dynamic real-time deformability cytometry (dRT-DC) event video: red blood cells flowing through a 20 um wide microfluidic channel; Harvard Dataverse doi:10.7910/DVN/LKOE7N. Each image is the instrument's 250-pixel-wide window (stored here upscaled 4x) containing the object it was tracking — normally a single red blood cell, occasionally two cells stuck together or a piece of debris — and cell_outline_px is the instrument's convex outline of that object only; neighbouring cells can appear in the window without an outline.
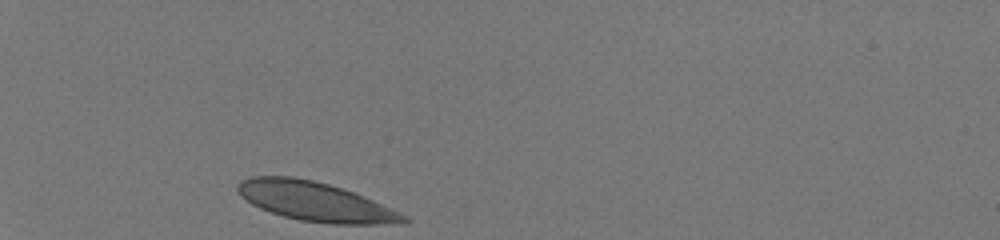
{"species": "human", "species_latin": "Homo sapiens", "temperature_condition": "room temperature", "stored_images_in_passage": 30, "camera_frame_rate_fps": 3000, "um_per_image_px": 0.085, "donor": {"sex": "male"}, "frame": {"image": 1, "passage_image": 1, "time_ms": 0.0, "image_size_px": [1000, 240], "cell_outline_px": [[412, 220], [408, 224], [332, 224], [300, 220], [284, 216], [260, 208], [252, 204], [240, 196], [236, 188], [236, 184], [240, 180], [252, 176], [292, 176], [312, 180], [328, 184], [364, 196], [408, 216]], "centroid_in_image_um": [26.82, 17.14], "position_along_channel_um": 58.2, "area_um2": 37.97}}
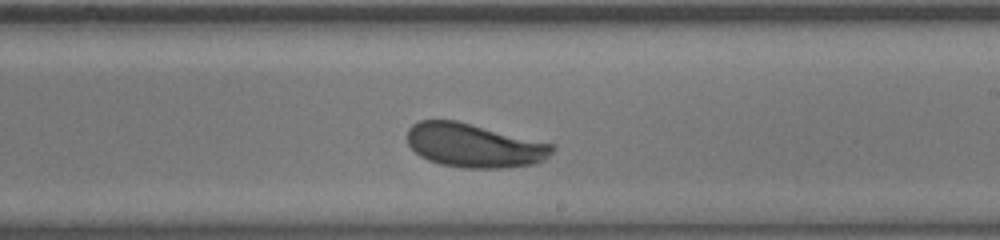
{"frame": {"image": 2, "passage_image": 18, "time_ms": 5.667, "image_size_px": [1000, 240], "cell_outline_px": [[556, 148], [544, 160], [536, 164], [504, 168], [464, 168], [440, 164], [428, 160], [420, 156], [408, 144], [408, 128], [412, 124], [420, 120], [456, 120], [556, 144]], "centroid_in_image_um": [40.34, 12.36], "position_along_channel_um": 248.7, "area_um2": 37.34}}
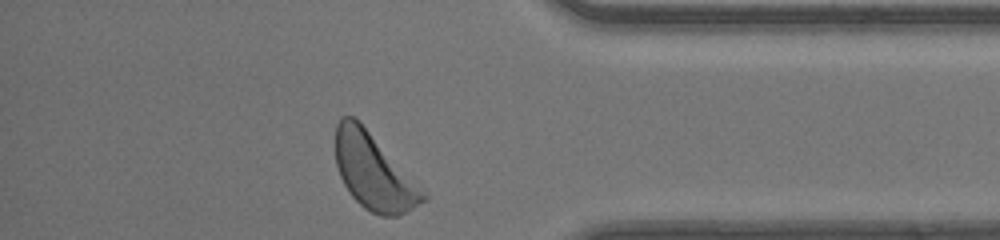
{"frame": {"image": 3, "passage_image": 30, "time_ms": 9.667, "image_size_px": [1000, 240], "cell_outline_px": [[428, 200], [396, 216], [380, 216], [364, 208], [352, 196], [344, 184], [340, 176], [336, 164], [336, 124], [340, 116], [356, 116], [428, 196]], "centroid_in_image_um": [31.73, 14.58], "position_along_channel_um": 403.5, "area_um2": 38.15}, "authors_computed_cell_mechanics": {"area_um2": 37.1076, "velocity_mm_per_s": 4.0967, "shape_relaxation_time_tau1_ms": 2.7902, "shape_relaxation_time_tau2_ms": null, "deformation_change_tau1": 0.1339, "deformation_change_tau2": null}}